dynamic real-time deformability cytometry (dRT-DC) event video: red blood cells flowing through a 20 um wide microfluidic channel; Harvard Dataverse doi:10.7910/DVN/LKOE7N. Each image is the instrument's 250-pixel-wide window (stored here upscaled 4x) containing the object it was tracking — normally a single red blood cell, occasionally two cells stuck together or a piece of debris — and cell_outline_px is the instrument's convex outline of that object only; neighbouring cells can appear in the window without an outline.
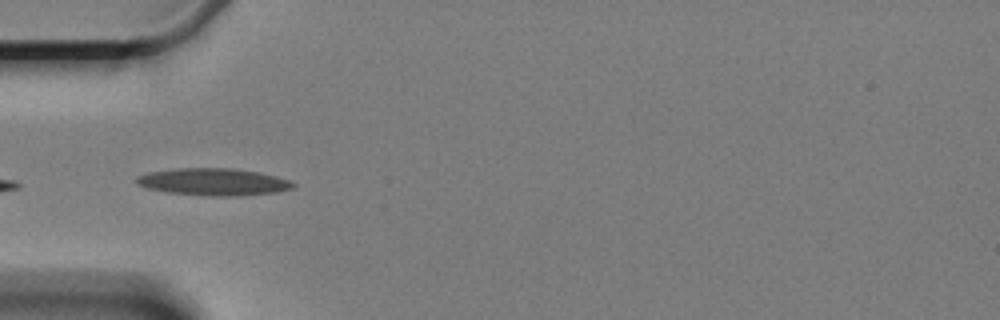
{"species": "Egyptian fruit bat (a non-hibernating species)", "species_latin": "Rousettus aegyptiacus", "temperature_condition": "cold", "stored_images_in_passage": 7, "camera_frame_rate_fps": 3000, "um_per_image_px": 0.085, "animal": {"sex": "female"}, "frame": {"image": 1, "passage_image": 6, "time_ms": 5.667, "image_size_px": [1000, 320], "cell_outline_px": [[296, 184], [292, 188], [280, 192], [244, 196], [208, 196], [164, 192], [148, 188], [136, 184], [136, 176], [148, 172], [176, 168], [232, 168], [256, 172], [276, 176], [288, 180]], "centroid_in_image_um": [18.13, 15.47], "position_along_channel_um": 66.9, "area_um2": 25.03}}
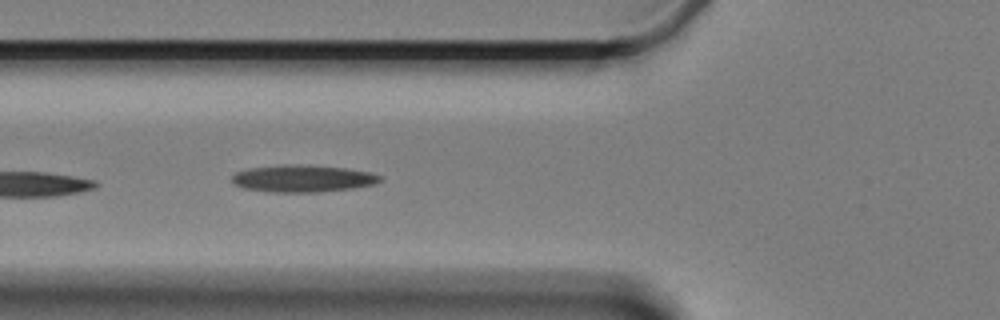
{"frame": {"image": 2, "passage_image": 7, "time_ms": 6.667, "image_size_px": [1000, 320], "cell_outline_px": [[384, 180], [376, 184], [352, 188], [320, 192], [272, 192], [244, 188], [232, 184], [232, 176], [236, 172], [248, 168], [284, 164], [296, 164], [344, 168], [368, 172], [384, 176]], "centroid_in_image_um": [25.74, 15.17], "position_along_channel_um": 100.1, "area_um2": 23.52}}